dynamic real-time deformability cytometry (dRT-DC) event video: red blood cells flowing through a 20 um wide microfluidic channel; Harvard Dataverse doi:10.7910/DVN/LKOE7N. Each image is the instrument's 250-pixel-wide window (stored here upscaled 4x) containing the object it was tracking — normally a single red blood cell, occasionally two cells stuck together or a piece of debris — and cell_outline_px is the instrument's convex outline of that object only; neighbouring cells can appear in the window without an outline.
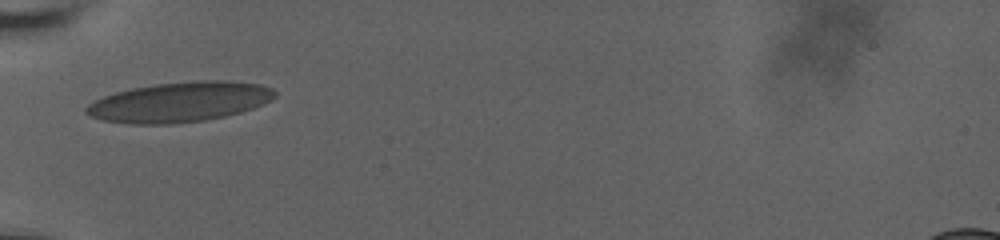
{"species": "human", "species_latin": "Homo sapiens", "temperature_condition": "room temperature", "stored_images_in_passage": 20, "camera_frame_rate_fps": 3000, "um_per_image_px": 0.085, "donor": {"sex": "male"}, "frame": {"image": 1, "passage_image": 1, "time_ms": 0.0, "image_size_px": [1000, 240], "cell_outline_px": [[276, 96], [272, 100], [252, 108], [240, 112], [224, 116], [204, 120], [172, 124], [128, 124], [104, 120], [92, 116], [84, 112], [84, 108], [88, 104], [104, 96], [116, 92], [132, 88], [156, 84], [196, 80], [224, 80], [260, 84], [272, 88], [276, 92]], "centroid_in_image_um": [15.27, 8.67], "position_along_channel_um": 69.7, "area_um2": 43.87}}
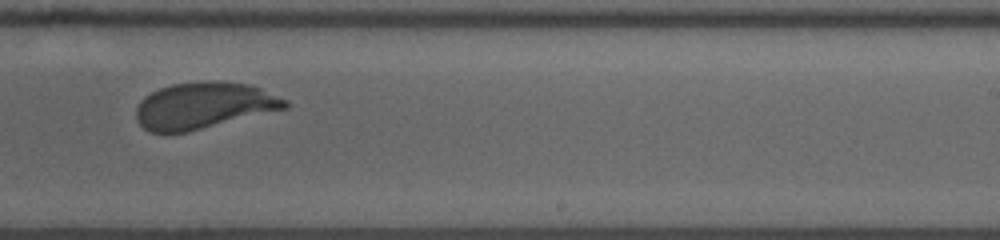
{"frame": {"image": 2, "passage_image": 12, "time_ms": 5.667, "image_size_px": [1000, 240], "cell_outline_px": [[288, 108], [188, 132], [152, 132], [144, 128], [136, 120], [136, 108], [140, 100], [144, 96], [160, 88], [172, 84], [204, 80], [212, 80], [248, 84], [260, 88], [288, 100]], "centroid_in_image_um": [17.32, 8.96], "position_along_channel_um": 271.7, "area_um2": 40.4}}
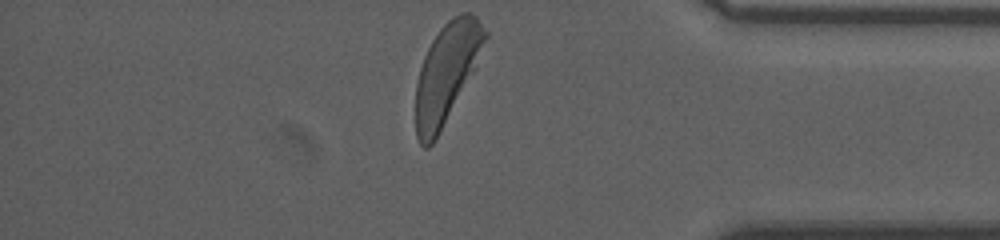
{"frame": {"image": 3, "passage_image": 20, "time_ms": 9.667, "image_size_px": [1000, 240], "cell_outline_px": [[488, 36], [476, 68], [432, 144], [428, 148], [424, 148], [420, 144], [416, 136], [416, 84], [420, 68], [424, 56], [432, 40], [440, 28], [452, 16], [460, 12], [468, 12], [476, 16], [488, 32]], "centroid_in_image_um": [37.98, 6.16], "position_along_channel_um": 397.2, "area_um2": 39.94}, "authors_computed_cell_mechanics": {"area_um2": 41.0669, "velocity_mm_per_s": 3.6186, "shape_relaxation_time_tau1_ms": 3.5507, "shape_relaxation_time_tau2_ms": null, "deformation_change_tau1": 0.1372, "deformation_change_tau2": null}}